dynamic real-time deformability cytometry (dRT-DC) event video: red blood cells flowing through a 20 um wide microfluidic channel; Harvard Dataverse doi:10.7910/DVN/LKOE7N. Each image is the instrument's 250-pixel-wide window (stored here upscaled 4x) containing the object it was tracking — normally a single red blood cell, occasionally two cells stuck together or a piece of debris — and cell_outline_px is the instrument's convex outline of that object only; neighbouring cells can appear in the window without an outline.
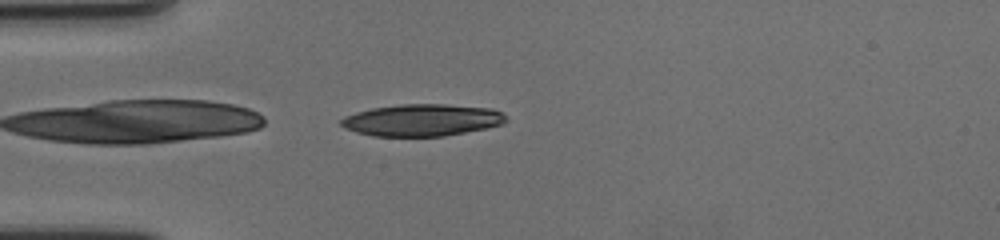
{"species": "human", "species_latin": "Homo sapiens", "temperature_condition": "cold", "stored_images_in_passage": 43, "camera_frame_rate_fps": 3000, "um_per_image_px": 0.085, "donor": {"sex": "female"}, "frame": {"image": 1, "passage_image": 1, "time_ms": 0.0, "image_size_px": [1000, 240], "cell_outline_px": [[508, 120], [500, 124], [484, 128], [464, 132], [440, 136], [372, 136], [356, 132], [340, 124], [340, 120], [344, 116], [356, 112], [372, 108], [400, 104], [444, 104], [492, 108], [500, 112]], "centroid_in_image_um": [35.84, 10.2], "position_along_channel_um": 49.2, "area_um2": 30.4}}
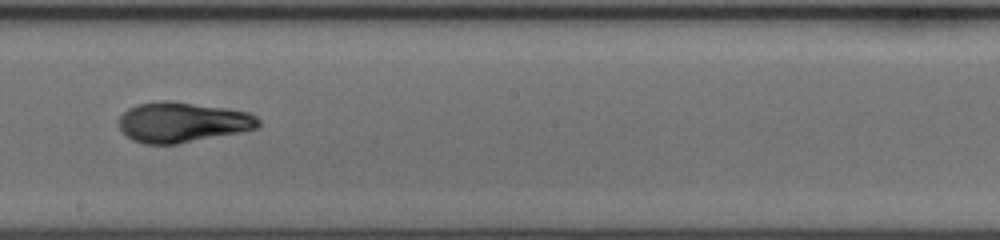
{"frame": {"image": 2, "passage_image": 18, "time_ms": 5.667, "image_size_px": [1000, 240], "cell_outline_px": [[260, 124], [256, 128], [240, 132], [176, 144], [144, 144], [132, 140], [120, 128], [120, 116], [128, 108], [140, 104], [160, 100], [172, 100], [228, 108], [248, 112], [256, 116], [260, 120]], "centroid_in_image_um": [15.52, 10.38], "position_along_channel_um": 232.7, "area_um2": 32.66}}
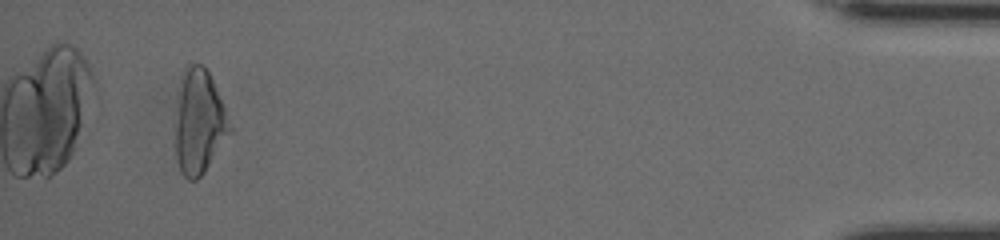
{"frame": {"image": 3, "passage_image": 40, "time_ms": 13.0, "image_size_px": [1000, 240], "cell_outline_px": [[232, 132], [204, 172], [196, 180], [188, 180], [180, 172], [176, 156], [176, 124], [180, 92], [184, 68], [188, 60], [204, 64], [212, 80], [224, 108], [232, 128]], "centroid_in_image_um": [16.93, 10.37], "position_along_channel_um": 418.3, "area_um2": 32.66}, "authors_computed_cell_mechanics": {"area_um2": 32.0212, "velocity_mm_per_s": 3.5318, "shape_relaxation_time_tau1_ms": 6.0402, "shape_relaxation_time_tau2_ms": 2.4104, "deformation_change_tau1": 0.2235, "deformation_change_tau2": 0.0809}}